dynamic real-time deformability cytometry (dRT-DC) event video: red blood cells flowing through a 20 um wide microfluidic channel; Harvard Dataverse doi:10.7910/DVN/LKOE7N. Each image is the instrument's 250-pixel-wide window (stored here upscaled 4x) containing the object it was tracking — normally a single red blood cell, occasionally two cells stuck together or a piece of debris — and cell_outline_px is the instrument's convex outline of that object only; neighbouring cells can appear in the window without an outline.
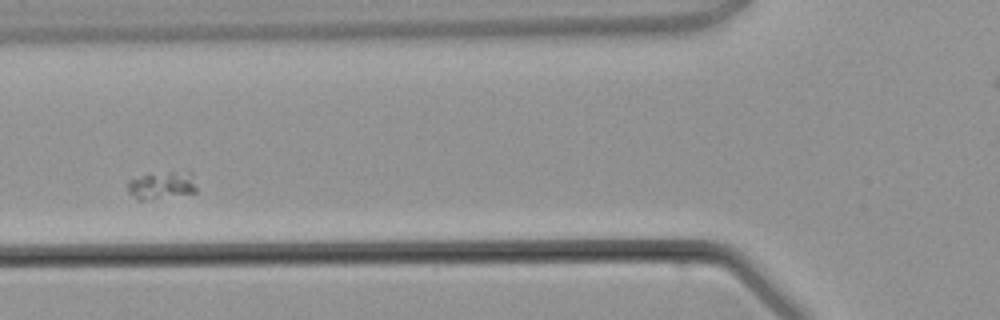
{"species": "common noctule bat (a hibernating species)", "species_latin": "Nyctalus noctula", "temperature_condition": "warm", "stored_images_in_passage": 2, "camera_frame_rate_fps": 3000, "um_per_image_px": 0.085, "animal": {"sex": "male", "body_mass_g": 21.5, "forearm_length_mm": 52.0}, "frame": {"image": 1, "passage_image": 2, "time_ms": 1.0, "image_size_px": [1000, 320], "cell_outline_px": [[196, 192], [140, 200], [136, 200], [128, 192], [128, 180], [144, 176], [188, 168], [192, 172], [196, 188]], "centroid_in_image_um": [13.8, 15.71], "position_along_channel_um": 112.0, "area_um2": 11.04}}